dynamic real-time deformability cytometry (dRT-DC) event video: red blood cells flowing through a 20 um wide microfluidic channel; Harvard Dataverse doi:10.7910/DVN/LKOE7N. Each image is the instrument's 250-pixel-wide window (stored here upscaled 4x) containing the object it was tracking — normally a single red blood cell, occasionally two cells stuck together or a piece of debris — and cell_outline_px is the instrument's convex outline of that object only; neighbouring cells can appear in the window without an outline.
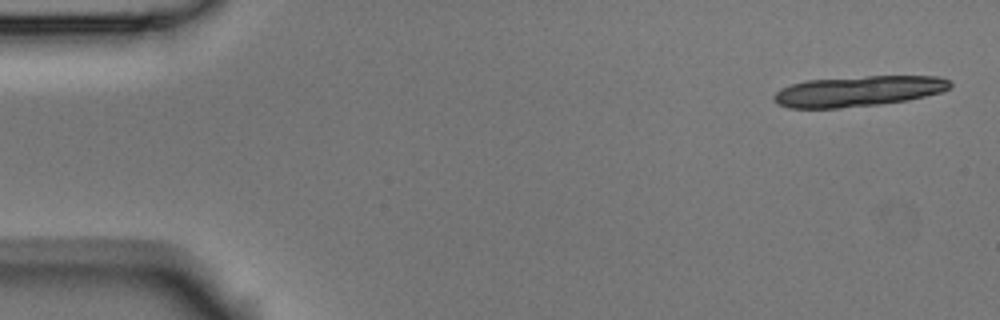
{"species": "Egyptian fruit bat (a non-hibernating species)", "species_latin": "Rousettus aegyptiacus", "temperature_condition": "room temperature", "stored_images_in_passage": 5, "segment_of_instrument_passage": [1, 2], "camera_frame_rate_fps": 3000, "um_per_image_px": 0.085, "animal": {"sex": "male"}, "frame": {"image": 1, "passage_image": 1, "time_ms": 0.0, "image_size_px": [1000, 320], "cell_outline_px": [[952, 84], [944, 92], [908, 100], [880, 104], [840, 108], [788, 108], [772, 100], [772, 96], [780, 88], [792, 84], [808, 80], [868, 76], [940, 76], [948, 80]], "centroid_in_image_um": [72.96, 7.75], "position_along_channel_um": 12.0, "area_um2": 31.44}}